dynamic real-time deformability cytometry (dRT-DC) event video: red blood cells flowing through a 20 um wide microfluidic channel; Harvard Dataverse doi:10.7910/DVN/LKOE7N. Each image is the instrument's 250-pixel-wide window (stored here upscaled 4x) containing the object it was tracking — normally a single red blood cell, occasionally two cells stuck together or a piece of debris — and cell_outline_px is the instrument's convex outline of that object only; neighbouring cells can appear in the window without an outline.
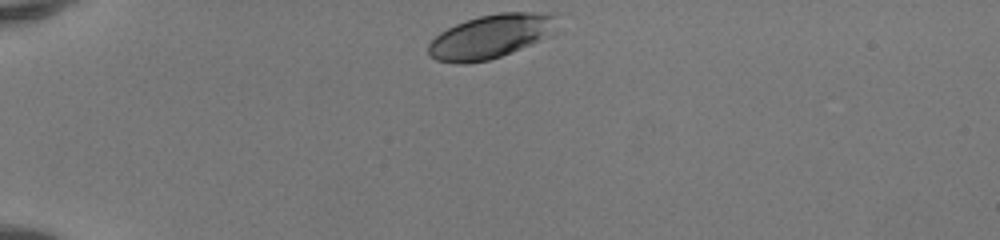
{"species": "human", "species_latin": "Homo sapiens", "temperature_condition": "room temperature", "stored_images_in_passage": 33, "camera_frame_rate_fps": 3000, "um_per_image_px": 0.085, "donor": {"sex": "female"}, "frame": {"image": 1, "passage_image": 1, "time_ms": 0.0, "image_size_px": [1000, 240], "cell_outline_px": [[560, 32], [500, 56], [488, 60], [464, 64], [456, 64], [436, 60], [428, 56], [428, 44], [440, 32], [456, 24], [480, 16], [500, 12], [552, 12], [556, 16]], "centroid_in_image_um": [41.77, 3.08], "position_along_channel_um": 43.2, "area_um2": 33.23}}
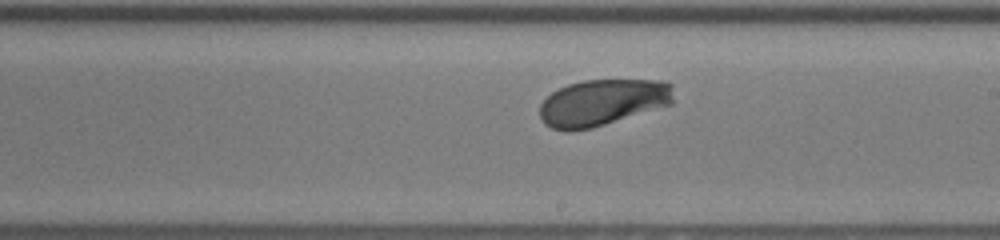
{"frame": {"image": 2, "passage_image": 19, "time_ms": 6.0, "image_size_px": [1000, 240], "cell_outline_px": [[672, 104], [592, 128], [568, 132], [552, 128], [544, 124], [540, 116], [540, 104], [552, 92], [568, 84], [584, 80], [664, 80], [672, 84]], "centroid_in_image_um": [51.2, 8.71], "position_along_channel_um": 237.8, "area_um2": 36.24}}
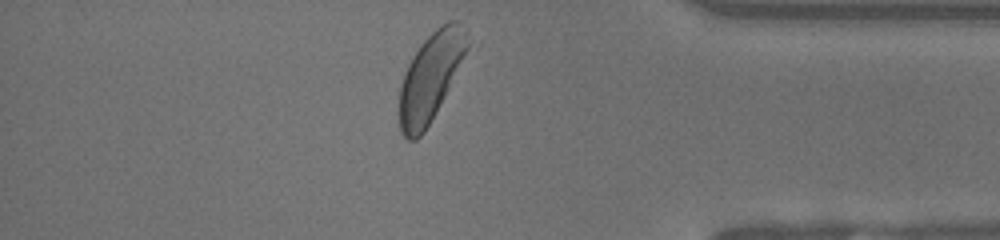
{"frame": {"image": 3, "passage_image": 32, "time_ms": 10.333, "image_size_px": [1000, 240], "cell_outline_px": [[472, 48], [424, 132], [416, 140], [408, 140], [400, 132], [400, 88], [404, 72], [412, 56], [420, 44], [440, 24], [448, 20], [460, 20]], "centroid_in_image_um": [36.65, 6.48], "position_along_channel_um": 398.6, "area_um2": 35.26}, "authors_computed_cell_mechanics": {"area_um2": 36.0094, "velocity_mm_per_s": 4.1005, "shape_relaxation_time_tau1_ms": 1.8363, "shape_relaxation_time_tau2_ms": null, "deformation_change_tau1": 0.1024, "deformation_change_tau2": null}}